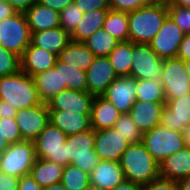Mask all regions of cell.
I'll list each match as a JSON object with an SVG mask.
<instances>
[{
    "mask_svg": "<svg viewBox=\"0 0 190 190\" xmlns=\"http://www.w3.org/2000/svg\"><path fill=\"white\" fill-rule=\"evenodd\" d=\"M132 53L130 77L161 81L163 59L152 50L150 44L132 42Z\"/></svg>",
    "mask_w": 190,
    "mask_h": 190,
    "instance_id": "30bf717a",
    "label": "cell"
},
{
    "mask_svg": "<svg viewBox=\"0 0 190 190\" xmlns=\"http://www.w3.org/2000/svg\"><path fill=\"white\" fill-rule=\"evenodd\" d=\"M15 10L7 0H0V22L16 14Z\"/></svg>",
    "mask_w": 190,
    "mask_h": 190,
    "instance_id": "681fc988",
    "label": "cell"
},
{
    "mask_svg": "<svg viewBox=\"0 0 190 190\" xmlns=\"http://www.w3.org/2000/svg\"><path fill=\"white\" fill-rule=\"evenodd\" d=\"M0 136L5 139L9 145L23 141L15 118L8 117L0 119Z\"/></svg>",
    "mask_w": 190,
    "mask_h": 190,
    "instance_id": "f35d334b",
    "label": "cell"
},
{
    "mask_svg": "<svg viewBox=\"0 0 190 190\" xmlns=\"http://www.w3.org/2000/svg\"><path fill=\"white\" fill-rule=\"evenodd\" d=\"M141 142L158 163L185 147L181 132L167 129L161 125L144 132Z\"/></svg>",
    "mask_w": 190,
    "mask_h": 190,
    "instance_id": "5b68a950",
    "label": "cell"
},
{
    "mask_svg": "<svg viewBox=\"0 0 190 190\" xmlns=\"http://www.w3.org/2000/svg\"><path fill=\"white\" fill-rule=\"evenodd\" d=\"M113 128L120 133L126 141L138 143L142 140L143 133L140 131L129 114H121Z\"/></svg>",
    "mask_w": 190,
    "mask_h": 190,
    "instance_id": "d590c367",
    "label": "cell"
},
{
    "mask_svg": "<svg viewBox=\"0 0 190 190\" xmlns=\"http://www.w3.org/2000/svg\"><path fill=\"white\" fill-rule=\"evenodd\" d=\"M74 3L83 13L95 9H110V0H74Z\"/></svg>",
    "mask_w": 190,
    "mask_h": 190,
    "instance_id": "7bdbcfd3",
    "label": "cell"
},
{
    "mask_svg": "<svg viewBox=\"0 0 190 190\" xmlns=\"http://www.w3.org/2000/svg\"><path fill=\"white\" fill-rule=\"evenodd\" d=\"M190 176V148L184 147L159 163V177L178 182Z\"/></svg>",
    "mask_w": 190,
    "mask_h": 190,
    "instance_id": "7402d4cb",
    "label": "cell"
},
{
    "mask_svg": "<svg viewBox=\"0 0 190 190\" xmlns=\"http://www.w3.org/2000/svg\"><path fill=\"white\" fill-rule=\"evenodd\" d=\"M168 17L166 2H155L128 13L129 41L149 44Z\"/></svg>",
    "mask_w": 190,
    "mask_h": 190,
    "instance_id": "6da1fadb",
    "label": "cell"
},
{
    "mask_svg": "<svg viewBox=\"0 0 190 190\" xmlns=\"http://www.w3.org/2000/svg\"><path fill=\"white\" fill-rule=\"evenodd\" d=\"M155 2V0H110V9L129 13L140 7L149 6Z\"/></svg>",
    "mask_w": 190,
    "mask_h": 190,
    "instance_id": "60d3db41",
    "label": "cell"
},
{
    "mask_svg": "<svg viewBox=\"0 0 190 190\" xmlns=\"http://www.w3.org/2000/svg\"><path fill=\"white\" fill-rule=\"evenodd\" d=\"M18 12H25L39 0H7Z\"/></svg>",
    "mask_w": 190,
    "mask_h": 190,
    "instance_id": "c3c4849f",
    "label": "cell"
},
{
    "mask_svg": "<svg viewBox=\"0 0 190 190\" xmlns=\"http://www.w3.org/2000/svg\"><path fill=\"white\" fill-rule=\"evenodd\" d=\"M177 183L178 190H190V176L179 180Z\"/></svg>",
    "mask_w": 190,
    "mask_h": 190,
    "instance_id": "db71d44e",
    "label": "cell"
},
{
    "mask_svg": "<svg viewBox=\"0 0 190 190\" xmlns=\"http://www.w3.org/2000/svg\"><path fill=\"white\" fill-rule=\"evenodd\" d=\"M190 124V93L176 99H166L160 125L181 132Z\"/></svg>",
    "mask_w": 190,
    "mask_h": 190,
    "instance_id": "2e32d148",
    "label": "cell"
},
{
    "mask_svg": "<svg viewBox=\"0 0 190 190\" xmlns=\"http://www.w3.org/2000/svg\"><path fill=\"white\" fill-rule=\"evenodd\" d=\"M183 36L182 30L168 16L149 44L161 59L175 58L177 57Z\"/></svg>",
    "mask_w": 190,
    "mask_h": 190,
    "instance_id": "8fae6325",
    "label": "cell"
},
{
    "mask_svg": "<svg viewBox=\"0 0 190 190\" xmlns=\"http://www.w3.org/2000/svg\"><path fill=\"white\" fill-rule=\"evenodd\" d=\"M30 32L43 31L60 26L59 12L35 3L24 12Z\"/></svg>",
    "mask_w": 190,
    "mask_h": 190,
    "instance_id": "d4e9b609",
    "label": "cell"
},
{
    "mask_svg": "<svg viewBox=\"0 0 190 190\" xmlns=\"http://www.w3.org/2000/svg\"><path fill=\"white\" fill-rule=\"evenodd\" d=\"M117 78L110 59L97 56L86 71L87 91L93 96H101Z\"/></svg>",
    "mask_w": 190,
    "mask_h": 190,
    "instance_id": "9a60e30c",
    "label": "cell"
},
{
    "mask_svg": "<svg viewBox=\"0 0 190 190\" xmlns=\"http://www.w3.org/2000/svg\"><path fill=\"white\" fill-rule=\"evenodd\" d=\"M132 42L120 41L111 51L108 58L118 77L130 76L132 64Z\"/></svg>",
    "mask_w": 190,
    "mask_h": 190,
    "instance_id": "f546056e",
    "label": "cell"
},
{
    "mask_svg": "<svg viewBox=\"0 0 190 190\" xmlns=\"http://www.w3.org/2000/svg\"><path fill=\"white\" fill-rule=\"evenodd\" d=\"M103 28L118 41H128V13L109 9Z\"/></svg>",
    "mask_w": 190,
    "mask_h": 190,
    "instance_id": "4dcf8cb0",
    "label": "cell"
},
{
    "mask_svg": "<svg viewBox=\"0 0 190 190\" xmlns=\"http://www.w3.org/2000/svg\"><path fill=\"white\" fill-rule=\"evenodd\" d=\"M83 190H102V189L99 188L98 186L89 183Z\"/></svg>",
    "mask_w": 190,
    "mask_h": 190,
    "instance_id": "680465c9",
    "label": "cell"
},
{
    "mask_svg": "<svg viewBox=\"0 0 190 190\" xmlns=\"http://www.w3.org/2000/svg\"><path fill=\"white\" fill-rule=\"evenodd\" d=\"M113 190H141V185L125 179Z\"/></svg>",
    "mask_w": 190,
    "mask_h": 190,
    "instance_id": "816d5d0a",
    "label": "cell"
},
{
    "mask_svg": "<svg viewBox=\"0 0 190 190\" xmlns=\"http://www.w3.org/2000/svg\"><path fill=\"white\" fill-rule=\"evenodd\" d=\"M0 100L17 110L42 104L33 77L21 70L11 76L0 77Z\"/></svg>",
    "mask_w": 190,
    "mask_h": 190,
    "instance_id": "3957f363",
    "label": "cell"
},
{
    "mask_svg": "<svg viewBox=\"0 0 190 190\" xmlns=\"http://www.w3.org/2000/svg\"><path fill=\"white\" fill-rule=\"evenodd\" d=\"M43 190H69L61 182L57 184H52L48 187L43 188Z\"/></svg>",
    "mask_w": 190,
    "mask_h": 190,
    "instance_id": "9f6ffc18",
    "label": "cell"
},
{
    "mask_svg": "<svg viewBox=\"0 0 190 190\" xmlns=\"http://www.w3.org/2000/svg\"><path fill=\"white\" fill-rule=\"evenodd\" d=\"M35 160L36 155L33 141L23 140L10 144L0 154V172L20 178L30 174Z\"/></svg>",
    "mask_w": 190,
    "mask_h": 190,
    "instance_id": "8992f818",
    "label": "cell"
},
{
    "mask_svg": "<svg viewBox=\"0 0 190 190\" xmlns=\"http://www.w3.org/2000/svg\"><path fill=\"white\" fill-rule=\"evenodd\" d=\"M66 137L63 131L49 122L33 140L36 158L50 160L66 167Z\"/></svg>",
    "mask_w": 190,
    "mask_h": 190,
    "instance_id": "ba28073f",
    "label": "cell"
},
{
    "mask_svg": "<svg viewBox=\"0 0 190 190\" xmlns=\"http://www.w3.org/2000/svg\"><path fill=\"white\" fill-rule=\"evenodd\" d=\"M23 140L33 141L49 123L47 104L18 110L15 116Z\"/></svg>",
    "mask_w": 190,
    "mask_h": 190,
    "instance_id": "7c38bea8",
    "label": "cell"
},
{
    "mask_svg": "<svg viewBox=\"0 0 190 190\" xmlns=\"http://www.w3.org/2000/svg\"><path fill=\"white\" fill-rule=\"evenodd\" d=\"M56 60L57 55L30 43L20 58L21 71L33 77L37 73L54 67Z\"/></svg>",
    "mask_w": 190,
    "mask_h": 190,
    "instance_id": "d6986e66",
    "label": "cell"
},
{
    "mask_svg": "<svg viewBox=\"0 0 190 190\" xmlns=\"http://www.w3.org/2000/svg\"><path fill=\"white\" fill-rule=\"evenodd\" d=\"M101 96L111 102L121 114H129L136 101V79L130 76L118 77Z\"/></svg>",
    "mask_w": 190,
    "mask_h": 190,
    "instance_id": "5bb4252c",
    "label": "cell"
},
{
    "mask_svg": "<svg viewBox=\"0 0 190 190\" xmlns=\"http://www.w3.org/2000/svg\"><path fill=\"white\" fill-rule=\"evenodd\" d=\"M94 58L95 55L87 48L84 42L73 40L57 56L59 61L83 71L88 70Z\"/></svg>",
    "mask_w": 190,
    "mask_h": 190,
    "instance_id": "4316f807",
    "label": "cell"
},
{
    "mask_svg": "<svg viewBox=\"0 0 190 190\" xmlns=\"http://www.w3.org/2000/svg\"><path fill=\"white\" fill-rule=\"evenodd\" d=\"M31 33L24 12L0 22V45L6 50L22 57L24 50L30 44Z\"/></svg>",
    "mask_w": 190,
    "mask_h": 190,
    "instance_id": "52a82bcc",
    "label": "cell"
},
{
    "mask_svg": "<svg viewBox=\"0 0 190 190\" xmlns=\"http://www.w3.org/2000/svg\"><path fill=\"white\" fill-rule=\"evenodd\" d=\"M136 100L166 102L161 81L153 79L136 80Z\"/></svg>",
    "mask_w": 190,
    "mask_h": 190,
    "instance_id": "836d02e7",
    "label": "cell"
},
{
    "mask_svg": "<svg viewBox=\"0 0 190 190\" xmlns=\"http://www.w3.org/2000/svg\"><path fill=\"white\" fill-rule=\"evenodd\" d=\"M94 129L68 135L65 140L66 166L72 164L90 174L101 161L94 150Z\"/></svg>",
    "mask_w": 190,
    "mask_h": 190,
    "instance_id": "277c9868",
    "label": "cell"
},
{
    "mask_svg": "<svg viewBox=\"0 0 190 190\" xmlns=\"http://www.w3.org/2000/svg\"><path fill=\"white\" fill-rule=\"evenodd\" d=\"M184 64H185V67H186L187 75L189 76V79H190V60L184 61Z\"/></svg>",
    "mask_w": 190,
    "mask_h": 190,
    "instance_id": "91938a15",
    "label": "cell"
},
{
    "mask_svg": "<svg viewBox=\"0 0 190 190\" xmlns=\"http://www.w3.org/2000/svg\"><path fill=\"white\" fill-rule=\"evenodd\" d=\"M20 178L0 172V190H17Z\"/></svg>",
    "mask_w": 190,
    "mask_h": 190,
    "instance_id": "ee69618b",
    "label": "cell"
},
{
    "mask_svg": "<svg viewBox=\"0 0 190 190\" xmlns=\"http://www.w3.org/2000/svg\"><path fill=\"white\" fill-rule=\"evenodd\" d=\"M165 102H149L136 100L129 115L142 133L160 125L162 109Z\"/></svg>",
    "mask_w": 190,
    "mask_h": 190,
    "instance_id": "ac0fdd59",
    "label": "cell"
},
{
    "mask_svg": "<svg viewBox=\"0 0 190 190\" xmlns=\"http://www.w3.org/2000/svg\"><path fill=\"white\" fill-rule=\"evenodd\" d=\"M39 3L60 13L69 4L74 3V0H39Z\"/></svg>",
    "mask_w": 190,
    "mask_h": 190,
    "instance_id": "7dc6e473",
    "label": "cell"
},
{
    "mask_svg": "<svg viewBox=\"0 0 190 190\" xmlns=\"http://www.w3.org/2000/svg\"><path fill=\"white\" fill-rule=\"evenodd\" d=\"M83 17V12L75 3L69 4L59 13L60 27L70 35L75 31Z\"/></svg>",
    "mask_w": 190,
    "mask_h": 190,
    "instance_id": "8d00e7d4",
    "label": "cell"
},
{
    "mask_svg": "<svg viewBox=\"0 0 190 190\" xmlns=\"http://www.w3.org/2000/svg\"><path fill=\"white\" fill-rule=\"evenodd\" d=\"M17 190H43V188L39 186L31 174H28L20 177Z\"/></svg>",
    "mask_w": 190,
    "mask_h": 190,
    "instance_id": "f6af8a7d",
    "label": "cell"
},
{
    "mask_svg": "<svg viewBox=\"0 0 190 190\" xmlns=\"http://www.w3.org/2000/svg\"><path fill=\"white\" fill-rule=\"evenodd\" d=\"M49 122L67 136L91 129L90 114H79L70 110H49Z\"/></svg>",
    "mask_w": 190,
    "mask_h": 190,
    "instance_id": "ffe728a7",
    "label": "cell"
},
{
    "mask_svg": "<svg viewBox=\"0 0 190 190\" xmlns=\"http://www.w3.org/2000/svg\"><path fill=\"white\" fill-rule=\"evenodd\" d=\"M30 33V43L33 46L43 48L57 56L71 41V35L60 26Z\"/></svg>",
    "mask_w": 190,
    "mask_h": 190,
    "instance_id": "603a6c76",
    "label": "cell"
},
{
    "mask_svg": "<svg viewBox=\"0 0 190 190\" xmlns=\"http://www.w3.org/2000/svg\"><path fill=\"white\" fill-rule=\"evenodd\" d=\"M61 183L69 190H83L89 183V174L68 164L63 171Z\"/></svg>",
    "mask_w": 190,
    "mask_h": 190,
    "instance_id": "e575fe53",
    "label": "cell"
},
{
    "mask_svg": "<svg viewBox=\"0 0 190 190\" xmlns=\"http://www.w3.org/2000/svg\"><path fill=\"white\" fill-rule=\"evenodd\" d=\"M121 113L102 96H94L90 113V125L94 130L113 128Z\"/></svg>",
    "mask_w": 190,
    "mask_h": 190,
    "instance_id": "cb8c5ba5",
    "label": "cell"
},
{
    "mask_svg": "<svg viewBox=\"0 0 190 190\" xmlns=\"http://www.w3.org/2000/svg\"><path fill=\"white\" fill-rule=\"evenodd\" d=\"M33 79L37 95L44 104L66 89V86H61L60 67H52L37 73L33 76Z\"/></svg>",
    "mask_w": 190,
    "mask_h": 190,
    "instance_id": "484cf974",
    "label": "cell"
},
{
    "mask_svg": "<svg viewBox=\"0 0 190 190\" xmlns=\"http://www.w3.org/2000/svg\"><path fill=\"white\" fill-rule=\"evenodd\" d=\"M90 184L102 190H113L125 180L124 172L119 162L101 160L89 174Z\"/></svg>",
    "mask_w": 190,
    "mask_h": 190,
    "instance_id": "44dd1931",
    "label": "cell"
},
{
    "mask_svg": "<svg viewBox=\"0 0 190 190\" xmlns=\"http://www.w3.org/2000/svg\"><path fill=\"white\" fill-rule=\"evenodd\" d=\"M109 9H95L89 13H83V17L75 31L71 34V40L84 42L97 30L103 28V23Z\"/></svg>",
    "mask_w": 190,
    "mask_h": 190,
    "instance_id": "f1b7e54d",
    "label": "cell"
},
{
    "mask_svg": "<svg viewBox=\"0 0 190 190\" xmlns=\"http://www.w3.org/2000/svg\"><path fill=\"white\" fill-rule=\"evenodd\" d=\"M54 67H60L61 86H66V89L87 91L86 71L72 67L58 59Z\"/></svg>",
    "mask_w": 190,
    "mask_h": 190,
    "instance_id": "1f68e13d",
    "label": "cell"
},
{
    "mask_svg": "<svg viewBox=\"0 0 190 190\" xmlns=\"http://www.w3.org/2000/svg\"><path fill=\"white\" fill-rule=\"evenodd\" d=\"M119 42L120 41L114 38L111 34L107 33L104 28L97 30L84 41L87 48L95 55V57H108Z\"/></svg>",
    "mask_w": 190,
    "mask_h": 190,
    "instance_id": "d6a6232c",
    "label": "cell"
},
{
    "mask_svg": "<svg viewBox=\"0 0 190 190\" xmlns=\"http://www.w3.org/2000/svg\"><path fill=\"white\" fill-rule=\"evenodd\" d=\"M156 2H166L167 0H155Z\"/></svg>",
    "mask_w": 190,
    "mask_h": 190,
    "instance_id": "94428289",
    "label": "cell"
},
{
    "mask_svg": "<svg viewBox=\"0 0 190 190\" xmlns=\"http://www.w3.org/2000/svg\"><path fill=\"white\" fill-rule=\"evenodd\" d=\"M20 70V57L0 45V77L11 76Z\"/></svg>",
    "mask_w": 190,
    "mask_h": 190,
    "instance_id": "74e56055",
    "label": "cell"
},
{
    "mask_svg": "<svg viewBox=\"0 0 190 190\" xmlns=\"http://www.w3.org/2000/svg\"><path fill=\"white\" fill-rule=\"evenodd\" d=\"M9 147V143L0 136V154H2L6 148Z\"/></svg>",
    "mask_w": 190,
    "mask_h": 190,
    "instance_id": "6f0895ef",
    "label": "cell"
},
{
    "mask_svg": "<svg viewBox=\"0 0 190 190\" xmlns=\"http://www.w3.org/2000/svg\"><path fill=\"white\" fill-rule=\"evenodd\" d=\"M182 135L185 141V147L190 148V124L185 126Z\"/></svg>",
    "mask_w": 190,
    "mask_h": 190,
    "instance_id": "11a10c76",
    "label": "cell"
},
{
    "mask_svg": "<svg viewBox=\"0 0 190 190\" xmlns=\"http://www.w3.org/2000/svg\"><path fill=\"white\" fill-rule=\"evenodd\" d=\"M64 166L50 160L36 158L30 174L41 188L61 182Z\"/></svg>",
    "mask_w": 190,
    "mask_h": 190,
    "instance_id": "83f0119b",
    "label": "cell"
},
{
    "mask_svg": "<svg viewBox=\"0 0 190 190\" xmlns=\"http://www.w3.org/2000/svg\"><path fill=\"white\" fill-rule=\"evenodd\" d=\"M168 16L184 34H190V7L167 6Z\"/></svg>",
    "mask_w": 190,
    "mask_h": 190,
    "instance_id": "ab89813d",
    "label": "cell"
},
{
    "mask_svg": "<svg viewBox=\"0 0 190 190\" xmlns=\"http://www.w3.org/2000/svg\"><path fill=\"white\" fill-rule=\"evenodd\" d=\"M94 96L88 91L65 89L50 99L48 110H62L90 114Z\"/></svg>",
    "mask_w": 190,
    "mask_h": 190,
    "instance_id": "e0dca14e",
    "label": "cell"
},
{
    "mask_svg": "<svg viewBox=\"0 0 190 190\" xmlns=\"http://www.w3.org/2000/svg\"><path fill=\"white\" fill-rule=\"evenodd\" d=\"M161 83L165 99H176L190 93V79L182 59H163Z\"/></svg>",
    "mask_w": 190,
    "mask_h": 190,
    "instance_id": "9c48e42d",
    "label": "cell"
},
{
    "mask_svg": "<svg viewBox=\"0 0 190 190\" xmlns=\"http://www.w3.org/2000/svg\"><path fill=\"white\" fill-rule=\"evenodd\" d=\"M18 110L10 106L8 102L0 100V119L1 118H15Z\"/></svg>",
    "mask_w": 190,
    "mask_h": 190,
    "instance_id": "f907efd6",
    "label": "cell"
},
{
    "mask_svg": "<svg viewBox=\"0 0 190 190\" xmlns=\"http://www.w3.org/2000/svg\"><path fill=\"white\" fill-rule=\"evenodd\" d=\"M119 163L125 179L134 183L143 185L159 177V163L141 141L129 144Z\"/></svg>",
    "mask_w": 190,
    "mask_h": 190,
    "instance_id": "7a4b0ae2",
    "label": "cell"
},
{
    "mask_svg": "<svg viewBox=\"0 0 190 190\" xmlns=\"http://www.w3.org/2000/svg\"><path fill=\"white\" fill-rule=\"evenodd\" d=\"M141 190H178V183L170 179L158 177L141 185Z\"/></svg>",
    "mask_w": 190,
    "mask_h": 190,
    "instance_id": "b9f144b4",
    "label": "cell"
},
{
    "mask_svg": "<svg viewBox=\"0 0 190 190\" xmlns=\"http://www.w3.org/2000/svg\"><path fill=\"white\" fill-rule=\"evenodd\" d=\"M177 58L183 61L190 60V34H184L182 42L180 43Z\"/></svg>",
    "mask_w": 190,
    "mask_h": 190,
    "instance_id": "bcb514c9",
    "label": "cell"
},
{
    "mask_svg": "<svg viewBox=\"0 0 190 190\" xmlns=\"http://www.w3.org/2000/svg\"><path fill=\"white\" fill-rule=\"evenodd\" d=\"M167 6L190 7V0H167Z\"/></svg>",
    "mask_w": 190,
    "mask_h": 190,
    "instance_id": "f5cc1de1",
    "label": "cell"
},
{
    "mask_svg": "<svg viewBox=\"0 0 190 190\" xmlns=\"http://www.w3.org/2000/svg\"><path fill=\"white\" fill-rule=\"evenodd\" d=\"M94 150L100 160L119 162L121 155L130 144L114 128L94 130Z\"/></svg>",
    "mask_w": 190,
    "mask_h": 190,
    "instance_id": "4fadbf2b",
    "label": "cell"
}]
</instances>
